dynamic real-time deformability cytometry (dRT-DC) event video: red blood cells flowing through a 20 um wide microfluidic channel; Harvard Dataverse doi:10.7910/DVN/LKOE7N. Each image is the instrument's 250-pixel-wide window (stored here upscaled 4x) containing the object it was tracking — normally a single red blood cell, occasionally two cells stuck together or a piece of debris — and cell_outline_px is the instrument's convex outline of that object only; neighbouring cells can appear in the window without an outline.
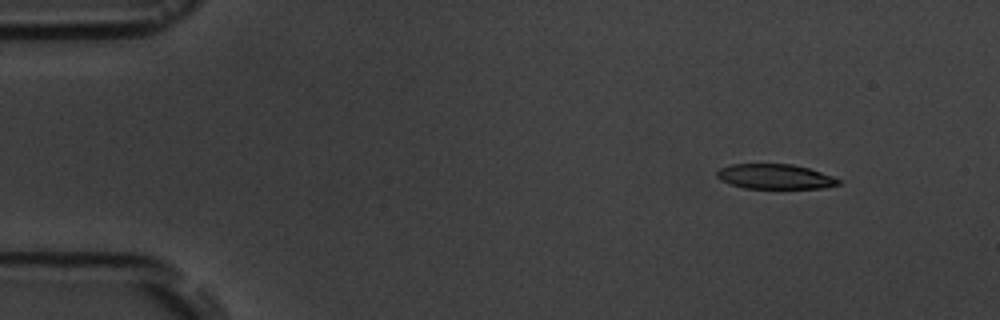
{"species": "common noctule bat (a hibernating species)", "species_latin": "Nyctalus noctula", "temperature_condition": "room temperature", "stored_images_in_passage": 4, "camera_frame_rate_fps": 3000, "um_per_image_px": 0.085, "animal": {"sex": "male", "body_mass_g": 19.5, "forearm_length_mm": 54.6}, "frame": {"image": 1, "passage_image": 1, "time_ms": 0.0, "image_size_px": [1000, 320], "cell_outline_px": [[840, 184], [824, 188], [744, 188], [720, 180], [716, 176], [716, 172], [720, 168], [732, 164], [792, 164], [808, 168], [832, 176], [840, 180]], "centroid_in_image_um": [65.86, 15.01], "position_along_channel_um": 19.1, "area_um2": 17.51}}
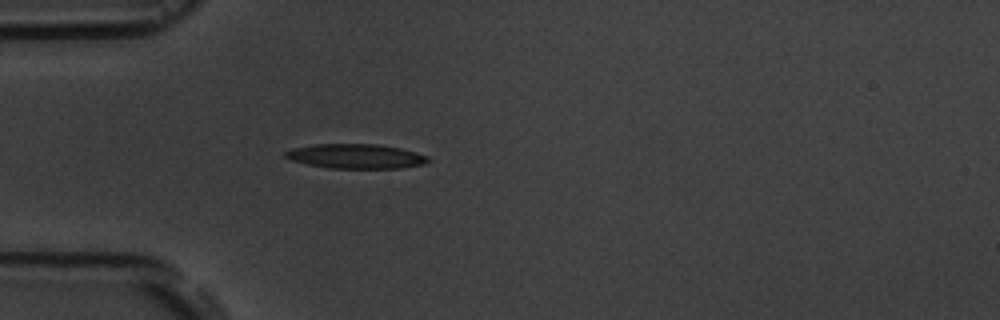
{"frame": {"image": 2, "passage_image": 4, "time_ms": 3.333, "image_size_px": [1000, 320], "cell_outline_px": [[432, 160], [424, 164], [400, 168], [328, 168], [308, 164], [292, 160], [284, 156], [284, 152], [292, 148], [316, 144], [376, 144], [400, 148], [416, 152], [428, 156]], "centroid_in_image_um": [30.27, 13.28], "position_along_channel_um": 54.7, "area_um2": 20.4}}